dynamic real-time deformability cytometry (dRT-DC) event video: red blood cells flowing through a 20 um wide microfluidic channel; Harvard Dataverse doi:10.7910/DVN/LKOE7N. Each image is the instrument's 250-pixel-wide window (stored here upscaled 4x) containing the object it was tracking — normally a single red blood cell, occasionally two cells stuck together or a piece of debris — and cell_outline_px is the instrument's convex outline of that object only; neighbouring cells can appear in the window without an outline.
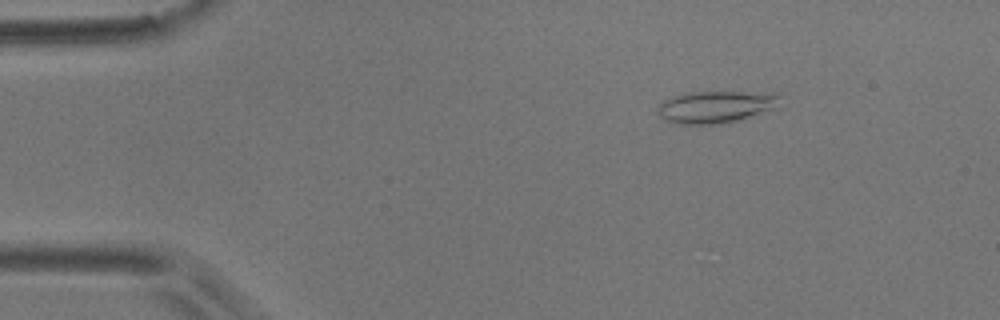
{"species": "common noctule bat (a hibernating species)", "species_latin": "Nyctalus noctula", "temperature_condition": "room temperature", "stored_images_in_passage": 4, "camera_frame_rate_fps": 3000, "um_per_image_px": 0.085, "animal": {"sex": "male", "body_mass_g": 17.9}, "frame": {"image": 1, "passage_image": 1, "time_ms": 0.0, "image_size_px": [1000, 320], "cell_outline_px": [[780, 108], [736, 120], [716, 124], [676, 124], [664, 120], [656, 112], [656, 108], [664, 100], [672, 96], [688, 92], [776, 92], [780, 96]], "centroid_in_image_um": [60.87, 9.07], "position_along_channel_um": 24.1, "area_um2": 23.24}}